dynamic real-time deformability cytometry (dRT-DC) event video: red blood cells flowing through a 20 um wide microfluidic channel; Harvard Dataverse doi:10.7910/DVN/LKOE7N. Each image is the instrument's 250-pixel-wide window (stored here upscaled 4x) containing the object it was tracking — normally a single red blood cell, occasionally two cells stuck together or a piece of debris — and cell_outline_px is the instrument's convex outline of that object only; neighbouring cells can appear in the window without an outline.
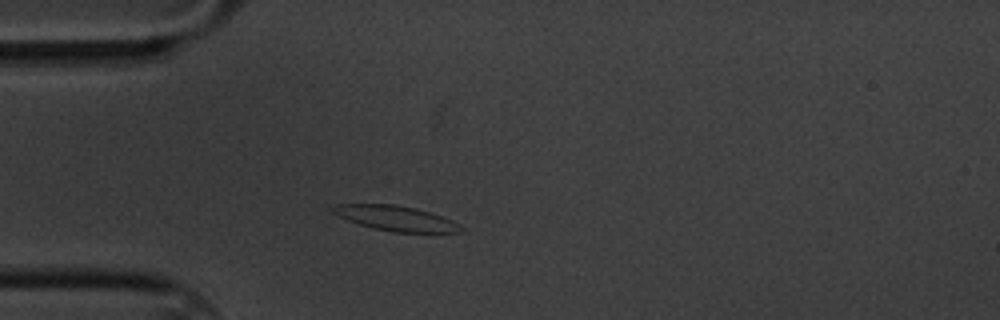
{"species": "common noctule bat (a hibernating species)", "species_latin": "Nyctalus noctula", "temperature_condition": "cold", "stored_images_in_passage": 41, "camera_frame_rate_fps": 3000, "um_per_image_px": 0.085, "animal": {"sex": "male", "body_mass_g": 20.1, "forearm_length_mm": 53.5}, "frame": {"image": 1, "passage_image": 1, "time_ms": 0.0, "image_size_px": [1000, 320], "cell_outline_px": [[464, 232], [392, 232], [372, 228], [348, 220], [332, 212], [328, 208], [336, 204], [396, 204], [416, 208], [432, 212], [452, 220], [464, 228]], "centroid_in_image_um": [33.65, 18.54], "position_along_channel_um": 51.3, "area_um2": 18.79}}
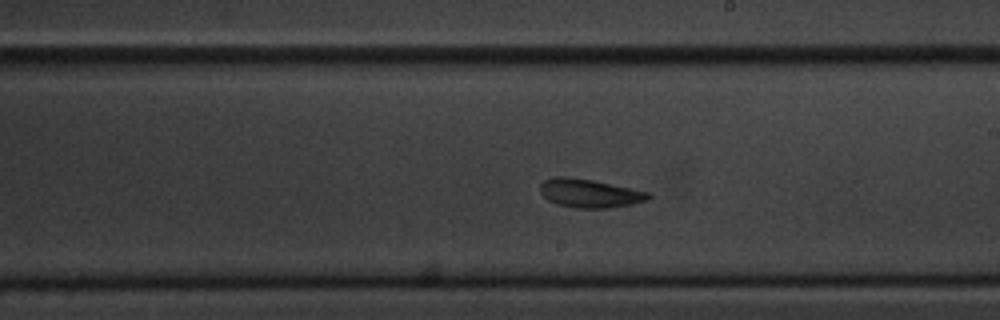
{"frame": {"image": 2, "passage_image": 19, "time_ms": 6.0, "image_size_px": [1000, 320], "cell_outline_px": [[652, 196], [648, 200], [632, 204], [608, 208], [576, 208], [556, 204], [548, 200], [540, 192], [540, 184], [544, 180], [556, 176], [564, 176], [592, 180], [648, 192]], "centroid_in_image_um": [50.09, 16.43], "position_along_channel_um": 238.9, "area_um2": 17.92}}
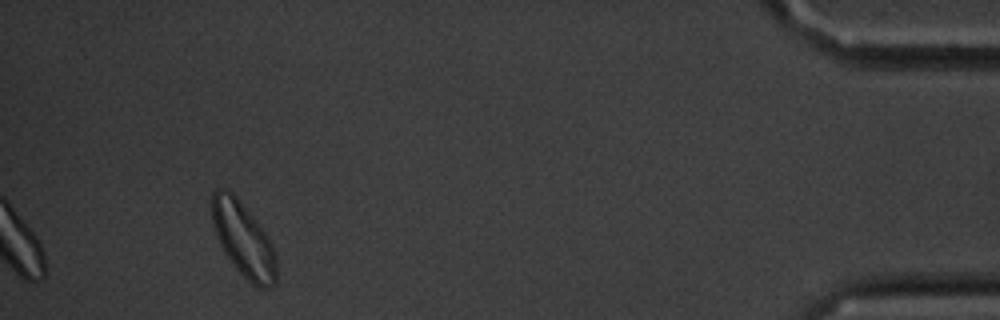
{"frame": {"image": 3, "passage_image": 41, "time_ms": 13.333, "image_size_px": [1000, 320], "cell_outline_px": [[276, 284], [264, 288], [256, 288], [232, 264], [224, 252], [216, 236], [212, 220], [212, 192], [216, 188], [220, 188], [232, 192], [236, 196], [256, 220], [268, 236], [272, 244], [276, 256]], "centroid_in_image_um": [20.69, 20.36], "position_along_channel_um": 414.5, "area_um2": 27.92}, "authors_computed_cell_mechanics": {"area_um2": 18.207, "velocity_mm_per_s": 3.2828, "shape_relaxation_time_tau1_ms": 7.5972, "shape_relaxation_time_tau2_ms": 5.2275, "deformation_change_tau1": 0.2589, "deformation_change_tau2": 0.1393}}